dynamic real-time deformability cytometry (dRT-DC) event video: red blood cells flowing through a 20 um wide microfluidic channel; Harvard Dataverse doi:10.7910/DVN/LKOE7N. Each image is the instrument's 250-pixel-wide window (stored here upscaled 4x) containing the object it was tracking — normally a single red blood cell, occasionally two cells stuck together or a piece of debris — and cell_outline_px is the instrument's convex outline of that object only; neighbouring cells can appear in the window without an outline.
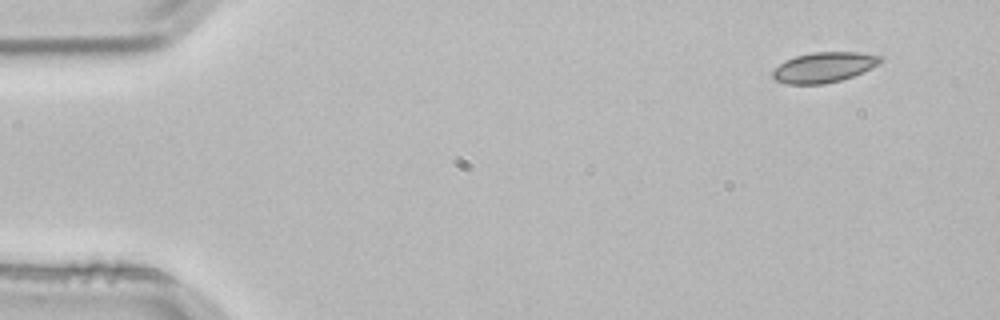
{"species": "common noctule bat (a hibernating species)", "species_latin": "Nyctalus noctula", "temperature_condition": "room temperature", "stored_images_in_passage": 4, "segment_of_instrument_passage": [1, 2], "camera_frame_rate_fps": 3000, "um_per_image_px": 0.085, "animal": {"sex": "male", "body_mass_g": 21.5, "forearm_length_mm": 52.0}, "frame": {"image": 1, "passage_image": 1, "time_ms": 0.0, "image_size_px": [1000, 320], "cell_outline_px": [[884, 60], [880, 64], [852, 76], [840, 80], [824, 84], [788, 84], [776, 80], [772, 76], [772, 72], [784, 60], [796, 56], [812, 52], [860, 52], [884, 56]], "centroid_in_image_um": [70.07, 5.71], "position_along_channel_um": 14.9, "area_um2": 19.02}}